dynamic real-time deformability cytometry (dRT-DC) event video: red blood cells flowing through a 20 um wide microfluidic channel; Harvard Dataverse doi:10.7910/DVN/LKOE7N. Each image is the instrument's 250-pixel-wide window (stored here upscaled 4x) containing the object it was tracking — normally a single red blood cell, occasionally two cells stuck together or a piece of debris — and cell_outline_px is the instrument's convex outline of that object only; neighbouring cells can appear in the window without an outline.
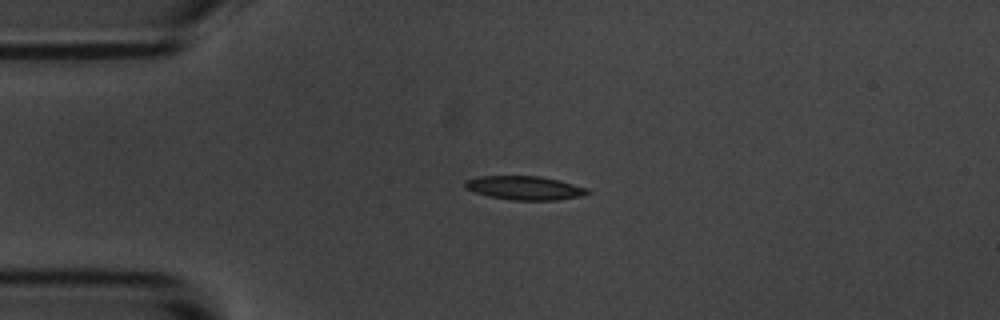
{"species": "common noctule bat (a hibernating species)", "species_latin": "Nyctalus noctula", "temperature_condition": "room temperature", "stored_images_in_passage": 5, "camera_frame_rate_fps": 3000, "um_per_image_px": 0.085, "animal": {"sex": "male", "body_mass_g": 20.1, "forearm_length_mm": 53.5}, "frame": {"image": 1, "passage_image": 4, "time_ms": 3.667, "image_size_px": [1000, 320], "cell_outline_px": [[592, 192], [580, 196], [556, 200], [512, 200], [488, 196], [464, 188], [464, 180], [480, 176], [540, 176], [560, 180], [588, 188]], "centroid_in_image_um": [44.6, 15.97], "position_along_channel_um": 40.4, "area_um2": 17.05}}